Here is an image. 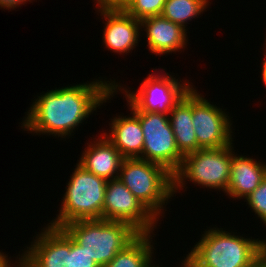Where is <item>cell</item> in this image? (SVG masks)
<instances>
[{
	"instance_id": "obj_8",
	"label": "cell",
	"mask_w": 266,
	"mask_h": 267,
	"mask_svg": "<svg viewBox=\"0 0 266 267\" xmlns=\"http://www.w3.org/2000/svg\"><path fill=\"white\" fill-rule=\"evenodd\" d=\"M134 112L139 117L144 135L142 155L139 158L158 163L174 174L181 166L183 155L177 148L169 115Z\"/></svg>"
},
{
	"instance_id": "obj_28",
	"label": "cell",
	"mask_w": 266,
	"mask_h": 267,
	"mask_svg": "<svg viewBox=\"0 0 266 267\" xmlns=\"http://www.w3.org/2000/svg\"><path fill=\"white\" fill-rule=\"evenodd\" d=\"M181 263H182V265H180V267H194L185 257Z\"/></svg>"
},
{
	"instance_id": "obj_27",
	"label": "cell",
	"mask_w": 266,
	"mask_h": 267,
	"mask_svg": "<svg viewBox=\"0 0 266 267\" xmlns=\"http://www.w3.org/2000/svg\"><path fill=\"white\" fill-rule=\"evenodd\" d=\"M264 48L266 49V46H264ZM264 51H266V50H264ZM263 65H262V73H261V75H262V81L264 82V85L266 86V52H265V60H263Z\"/></svg>"
},
{
	"instance_id": "obj_21",
	"label": "cell",
	"mask_w": 266,
	"mask_h": 267,
	"mask_svg": "<svg viewBox=\"0 0 266 267\" xmlns=\"http://www.w3.org/2000/svg\"><path fill=\"white\" fill-rule=\"evenodd\" d=\"M249 208L254 211L263 225L266 226V177L245 200Z\"/></svg>"
},
{
	"instance_id": "obj_25",
	"label": "cell",
	"mask_w": 266,
	"mask_h": 267,
	"mask_svg": "<svg viewBox=\"0 0 266 267\" xmlns=\"http://www.w3.org/2000/svg\"><path fill=\"white\" fill-rule=\"evenodd\" d=\"M246 267H266V249Z\"/></svg>"
},
{
	"instance_id": "obj_22",
	"label": "cell",
	"mask_w": 266,
	"mask_h": 267,
	"mask_svg": "<svg viewBox=\"0 0 266 267\" xmlns=\"http://www.w3.org/2000/svg\"><path fill=\"white\" fill-rule=\"evenodd\" d=\"M70 267H99L92 257L70 237Z\"/></svg>"
},
{
	"instance_id": "obj_2",
	"label": "cell",
	"mask_w": 266,
	"mask_h": 267,
	"mask_svg": "<svg viewBox=\"0 0 266 267\" xmlns=\"http://www.w3.org/2000/svg\"><path fill=\"white\" fill-rule=\"evenodd\" d=\"M223 229L203 231L185 258L194 267H246L266 249V239L245 238Z\"/></svg>"
},
{
	"instance_id": "obj_26",
	"label": "cell",
	"mask_w": 266,
	"mask_h": 267,
	"mask_svg": "<svg viewBox=\"0 0 266 267\" xmlns=\"http://www.w3.org/2000/svg\"><path fill=\"white\" fill-rule=\"evenodd\" d=\"M10 259L11 257L8 258V254L0 251V267H16V261L14 263V262H11L12 260Z\"/></svg>"
},
{
	"instance_id": "obj_4",
	"label": "cell",
	"mask_w": 266,
	"mask_h": 267,
	"mask_svg": "<svg viewBox=\"0 0 266 267\" xmlns=\"http://www.w3.org/2000/svg\"><path fill=\"white\" fill-rule=\"evenodd\" d=\"M68 235L104 267L139 233L129 224L103 219L76 220L62 227Z\"/></svg>"
},
{
	"instance_id": "obj_14",
	"label": "cell",
	"mask_w": 266,
	"mask_h": 267,
	"mask_svg": "<svg viewBox=\"0 0 266 267\" xmlns=\"http://www.w3.org/2000/svg\"><path fill=\"white\" fill-rule=\"evenodd\" d=\"M89 141L81 154L78 164L86 171L106 180L116 179L124 160L121 153L104 136V134Z\"/></svg>"
},
{
	"instance_id": "obj_18",
	"label": "cell",
	"mask_w": 266,
	"mask_h": 267,
	"mask_svg": "<svg viewBox=\"0 0 266 267\" xmlns=\"http://www.w3.org/2000/svg\"><path fill=\"white\" fill-rule=\"evenodd\" d=\"M153 236L149 234H139L123 250L104 267H148L152 261L154 246ZM154 249V250H153Z\"/></svg>"
},
{
	"instance_id": "obj_3",
	"label": "cell",
	"mask_w": 266,
	"mask_h": 267,
	"mask_svg": "<svg viewBox=\"0 0 266 267\" xmlns=\"http://www.w3.org/2000/svg\"><path fill=\"white\" fill-rule=\"evenodd\" d=\"M118 179L158 220L164 216V206L174 197L173 174L164 166L140 158H124Z\"/></svg>"
},
{
	"instance_id": "obj_29",
	"label": "cell",
	"mask_w": 266,
	"mask_h": 267,
	"mask_svg": "<svg viewBox=\"0 0 266 267\" xmlns=\"http://www.w3.org/2000/svg\"><path fill=\"white\" fill-rule=\"evenodd\" d=\"M153 264L151 263L148 267H159V266H156L155 264L152 266Z\"/></svg>"
},
{
	"instance_id": "obj_9",
	"label": "cell",
	"mask_w": 266,
	"mask_h": 267,
	"mask_svg": "<svg viewBox=\"0 0 266 267\" xmlns=\"http://www.w3.org/2000/svg\"><path fill=\"white\" fill-rule=\"evenodd\" d=\"M102 219L127 223L139 234H153L159 223L118 178L107 182Z\"/></svg>"
},
{
	"instance_id": "obj_24",
	"label": "cell",
	"mask_w": 266,
	"mask_h": 267,
	"mask_svg": "<svg viewBox=\"0 0 266 267\" xmlns=\"http://www.w3.org/2000/svg\"><path fill=\"white\" fill-rule=\"evenodd\" d=\"M127 0H94L96 7L121 8Z\"/></svg>"
},
{
	"instance_id": "obj_17",
	"label": "cell",
	"mask_w": 266,
	"mask_h": 267,
	"mask_svg": "<svg viewBox=\"0 0 266 267\" xmlns=\"http://www.w3.org/2000/svg\"><path fill=\"white\" fill-rule=\"evenodd\" d=\"M169 120L177 148L183 156L201 149L192 124V88L169 112Z\"/></svg>"
},
{
	"instance_id": "obj_12",
	"label": "cell",
	"mask_w": 266,
	"mask_h": 267,
	"mask_svg": "<svg viewBox=\"0 0 266 267\" xmlns=\"http://www.w3.org/2000/svg\"><path fill=\"white\" fill-rule=\"evenodd\" d=\"M96 12L105 20L103 22V44L114 53H132L140 42L141 22L127 14L122 8L97 7Z\"/></svg>"
},
{
	"instance_id": "obj_6",
	"label": "cell",
	"mask_w": 266,
	"mask_h": 267,
	"mask_svg": "<svg viewBox=\"0 0 266 267\" xmlns=\"http://www.w3.org/2000/svg\"><path fill=\"white\" fill-rule=\"evenodd\" d=\"M232 144L220 148L199 149L183 156L180 168L173 174V194L186 187V180L202 188L226 193L230 180Z\"/></svg>"
},
{
	"instance_id": "obj_20",
	"label": "cell",
	"mask_w": 266,
	"mask_h": 267,
	"mask_svg": "<svg viewBox=\"0 0 266 267\" xmlns=\"http://www.w3.org/2000/svg\"><path fill=\"white\" fill-rule=\"evenodd\" d=\"M166 0H127L121 7L137 20L162 14Z\"/></svg>"
},
{
	"instance_id": "obj_13",
	"label": "cell",
	"mask_w": 266,
	"mask_h": 267,
	"mask_svg": "<svg viewBox=\"0 0 266 267\" xmlns=\"http://www.w3.org/2000/svg\"><path fill=\"white\" fill-rule=\"evenodd\" d=\"M141 31L146 32L149 51L155 55L170 54L182 51L188 46V36L181 25L174 23L162 15L142 19Z\"/></svg>"
},
{
	"instance_id": "obj_10",
	"label": "cell",
	"mask_w": 266,
	"mask_h": 267,
	"mask_svg": "<svg viewBox=\"0 0 266 267\" xmlns=\"http://www.w3.org/2000/svg\"><path fill=\"white\" fill-rule=\"evenodd\" d=\"M192 87V121L201 149L220 148L233 144L232 120L225 110L211 104Z\"/></svg>"
},
{
	"instance_id": "obj_19",
	"label": "cell",
	"mask_w": 266,
	"mask_h": 267,
	"mask_svg": "<svg viewBox=\"0 0 266 267\" xmlns=\"http://www.w3.org/2000/svg\"><path fill=\"white\" fill-rule=\"evenodd\" d=\"M209 3V0H166L161 15L186 29L188 22L195 17L199 18Z\"/></svg>"
},
{
	"instance_id": "obj_1",
	"label": "cell",
	"mask_w": 266,
	"mask_h": 267,
	"mask_svg": "<svg viewBox=\"0 0 266 267\" xmlns=\"http://www.w3.org/2000/svg\"><path fill=\"white\" fill-rule=\"evenodd\" d=\"M113 86L114 81H103L101 78L89 83L48 89L34 99L20 127L33 135L46 134L68 139L93 111L115 96Z\"/></svg>"
},
{
	"instance_id": "obj_23",
	"label": "cell",
	"mask_w": 266,
	"mask_h": 267,
	"mask_svg": "<svg viewBox=\"0 0 266 267\" xmlns=\"http://www.w3.org/2000/svg\"><path fill=\"white\" fill-rule=\"evenodd\" d=\"M33 0H0V9L11 10L18 8L20 5H24L27 2L32 3ZM35 1V0H34Z\"/></svg>"
},
{
	"instance_id": "obj_11",
	"label": "cell",
	"mask_w": 266,
	"mask_h": 267,
	"mask_svg": "<svg viewBox=\"0 0 266 267\" xmlns=\"http://www.w3.org/2000/svg\"><path fill=\"white\" fill-rule=\"evenodd\" d=\"M16 257V267H70V236L60 227H43Z\"/></svg>"
},
{
	"instance_id": "obj_7",
	"label": "cell",
	"mask_w": 266,
	"mask_h": 267,
	"mask_svg": "<svg viewBox=\"0 0 266 267\" xmlns=\"http://www.w3.org/2000/svg\"><path fill=\"white\" fill-rule=\"evenodd\" d=\"M151 72L141 82L138 90H128L114 80V93H123L129 109L133 111L163 113L169 115L172 108L194 86L189 81L178 80L173 73ZM156 74V75H155ZM192 84V85H191ZM121 91V92H120Z\"/></svg>"
},
{
	"instance_id": "obj_15",
	"label": "cell",
	"mask_w": 266,
	"mask_h": 267,
	"mask_svg": "<svg viewBox=\"0 0 266 267\" xmlns=\"http://www.w3.org/2000/svg\"><path fill=\"white\" fill-rule=\"evenodd\" d=\"M230 180L226 195L233 199H246L266 177V163L239 155L233 151Z\"/></svg>"
},
{
	"instance_id": "obj_5",
	"label": "cell",
	"mask_w": 266,
	"mask_h": 267,
	"mask_svg": "<svg viewBox=\"0 0 266 267\" xmlns=\"http://www.w3.org/2000/svg\"><path fill=\"white\" fill-rule=\"evenodd\" d=\"M108 180L86 171L76 164L62 197L59 213L50 226L62 228L76 220L102 219L105 190Z\"/></svg>"
},
{
	"instance_id": "obj_16",
	"label": "cell",
	"mask_w": 266,
	"mask_h": 267,
	"mask_svg": "<svg viewBox=\"0 0 266 267\" xmlns=\"http://www.w3.org/2000/svg\"><path fill=\"white\" fill-rule=\"evenodd\" d=\"M130 115L113 117L109 133L104 136L124 158H139L142 155L144 135L138 115L130 109Z\"/></svg>"
}]
</instances>
